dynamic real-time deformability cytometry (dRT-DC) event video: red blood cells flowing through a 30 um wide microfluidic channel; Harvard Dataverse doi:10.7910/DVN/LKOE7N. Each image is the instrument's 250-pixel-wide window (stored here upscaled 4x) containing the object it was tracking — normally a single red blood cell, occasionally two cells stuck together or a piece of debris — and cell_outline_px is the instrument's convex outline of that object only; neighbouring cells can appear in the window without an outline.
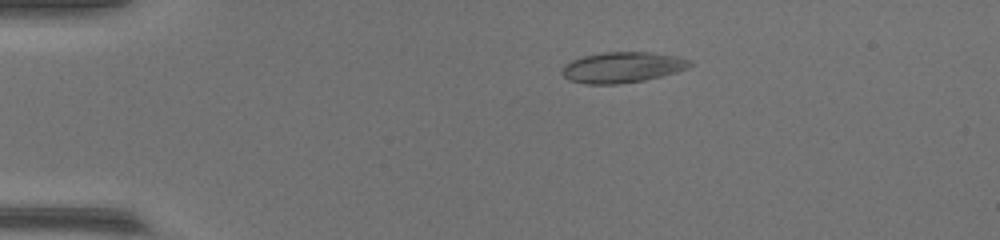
{"species": "common noctule bat (a hibernating species)", "species_latin": "Nyctalus noctula", "temperature_condition": "warm", "stored_images_in_passage": 45, "camera_frame_rate_fps": 3000, "um_per_image_px": 0.085, "animal": {"sex": "female", "body_mass_g": 17.0, "forearm_length_mm": 48.0}, "frame": {"image": 1, "passage_image": 2, "time_ms": 0.333, "image_size_px": [1000, 240], "cell_outline_px": [[692, 64], [688, 68], [676, 72], [644, 80], [616, 84], [584, 84], [568, 80], [560, 72], [564, 64], [572, 60], [584, 56], [604, 52], [648, 52], [676, 56], [692, 60]], "centroid_in_image_um": [52.87, 5.72], "position_along_channel_um": 32.1, "area_um2": 22.89}}
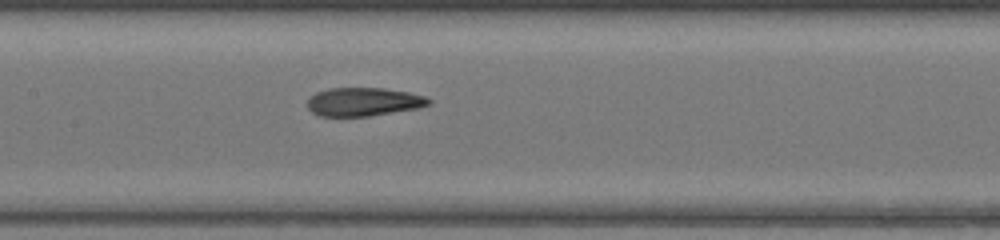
{"frame": {"image": 2, "passage_image": 18, "time_ms": 5.667, "image_size_px": [1000, 240], "cell_outline_px": [[432, 104], [420, 108], [368, 116], [320, 116], [312, 112], [308, 108], [308, 100], [316, 92], [328, 88], [384, 88], [408, 92], [424, 96], [432, 100]], "centroid_in_image_um": [30.94, 8.65], "position_along_channel_um": 176.5, "area_um2": 20.17}}
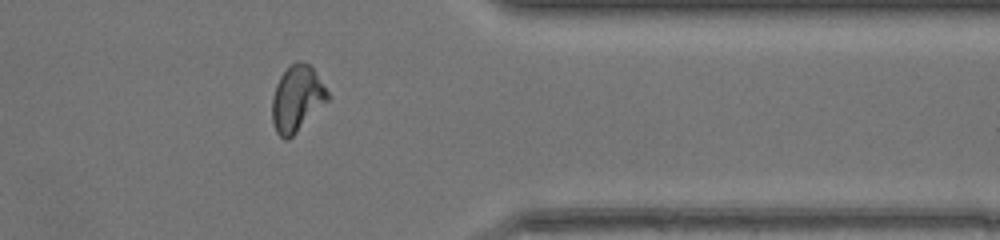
{"frame": {"image": 3, "passage_image": 35, "time_ms": 11.333, "image_size_px": [1000, 240], "cell_outline_px": [[332, 96], [288, 140], [284, 140], [276, 132], [272, 124], [272, 96], [276, 84], [280, 76], [296, 60], [300, 60], [308, 64], [316, 72]], "centroid_in_image_um": [25.24, 8.38], "position_along_channel_um": 386.2, "area_um2": 21.39}}